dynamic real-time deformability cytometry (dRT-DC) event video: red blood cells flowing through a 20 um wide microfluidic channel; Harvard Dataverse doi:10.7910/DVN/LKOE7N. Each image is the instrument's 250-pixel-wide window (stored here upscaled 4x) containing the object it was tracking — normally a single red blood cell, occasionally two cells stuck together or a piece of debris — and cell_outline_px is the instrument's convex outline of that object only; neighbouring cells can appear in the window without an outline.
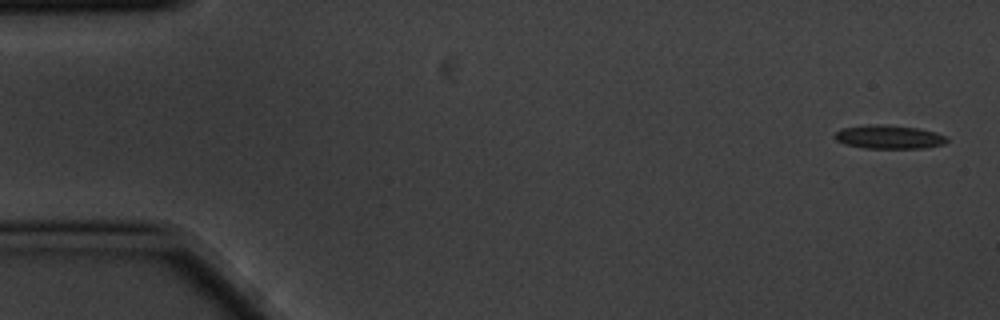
{"species": "common noctule bat (a hibernating species)", "species_latin": "Nyctalus noctula", "temperature_condition": "cold", "stored_images_in_passage": 4, "camera_frame_rate_fps": 3000, "um_per_image_px": 0.085, "animal": {"sex": "male", "body_mass_g": 20.1, "forearm_length_mm": 53.5}, "frame": {"image": 1, "passage_image": 1, "time_ms": 0.0, "image_size_px": [1000, 320], "cell_outline_px": [[948, 140], [944, 144], [924, 148], [864, 148], [844, 144], [836, 140], [832, 136], [840, 128], [876, 124], [916, 128], [936, 132], [948, 136]], "centroid_in_image_um": [75.55, 11.65], "position_along_channel_um": 9.5, "area_um2": 15.43}}